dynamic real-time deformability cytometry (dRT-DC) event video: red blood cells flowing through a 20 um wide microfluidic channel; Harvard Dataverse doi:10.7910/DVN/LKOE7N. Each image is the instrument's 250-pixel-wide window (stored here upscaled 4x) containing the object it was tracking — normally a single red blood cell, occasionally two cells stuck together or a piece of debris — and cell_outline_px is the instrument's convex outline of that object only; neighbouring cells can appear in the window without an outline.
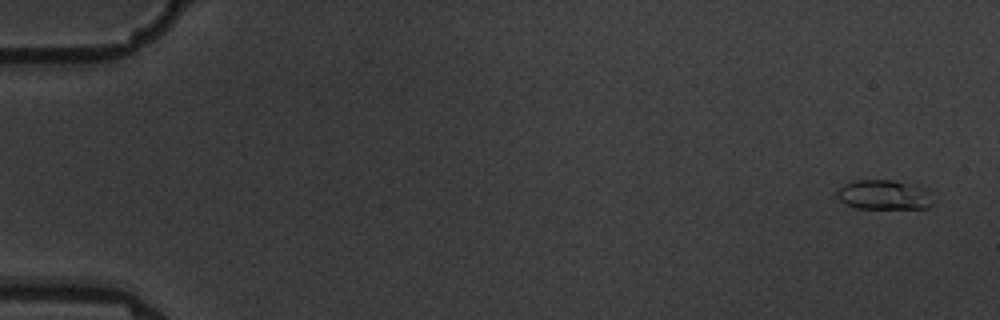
{"species": "common noctule bat (a hibernating species)", "species_latin": "Nyctalus noctula", "temperature_condition": "warm", "stored_images_in_passage": 3, "camera_frame_rate_fps": 3000, "um_per_image_px": 0.085, "animal": {"sex": "male", "body_mass_g": 19.5, "forearm_length_mm": 54.6}, "frame": {"image": 1, "passage_image": 1, "time_ms": 0.0, "image_size_px": [1000, 320], "cell_outline_px": [[936, 200], [928, 208], [852, 208], [844, 204], [836, 196], [836, 192], [844, 184], [852, 180], [892, 180], [904, 184]], "centroid_in_image_um": [74.96, 16.59], "position_along_channel_um": 10.0, "area_um2": 15.9}}